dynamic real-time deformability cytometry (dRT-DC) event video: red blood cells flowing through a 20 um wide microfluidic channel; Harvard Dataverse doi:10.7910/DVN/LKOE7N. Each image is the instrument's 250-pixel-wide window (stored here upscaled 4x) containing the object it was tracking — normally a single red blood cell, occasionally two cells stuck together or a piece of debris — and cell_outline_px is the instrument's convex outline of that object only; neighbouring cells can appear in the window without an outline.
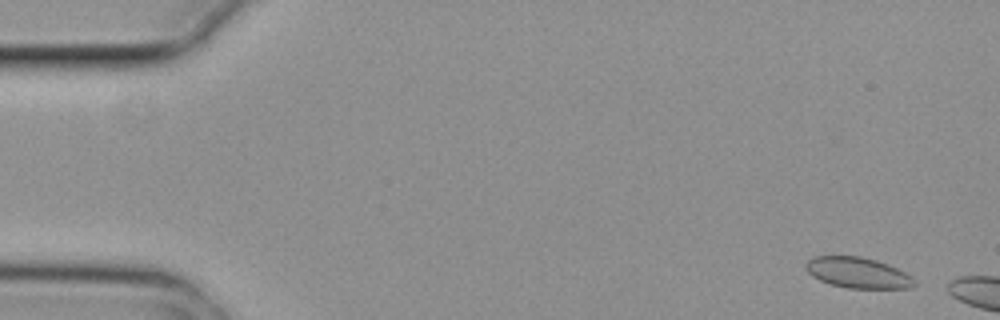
{"species": "common noctule bat (a hibernating species)", "species_latin": "Nyctalus noctula", "temperature_condition": "cold", "stored_images_in_passage": 2, "camera_frame_rate_fps": 3000, "um_per_image_px": 0.085, "animal": {"sex": "female", "body_mass_g": 29.2, "forearm_length_mm": 56.3}, "frame": {"image": 1, "passage_image": 1, "time_ms": 0.0, "image_size_px": [1000, 320], "cell_outline_px": [[916, 284], [912, 288], [848, 288], [832, 284], [820, 280], [812, 276], [804, 268], [804, 264], [812, 256], [860, 256], [876, 260], [888, 264], [912, 276], [916, 280]], "centroid_in_image_um": [72.91, 23.17], "position_along_channel_um": 12.1, "area_um2": 19.54}}